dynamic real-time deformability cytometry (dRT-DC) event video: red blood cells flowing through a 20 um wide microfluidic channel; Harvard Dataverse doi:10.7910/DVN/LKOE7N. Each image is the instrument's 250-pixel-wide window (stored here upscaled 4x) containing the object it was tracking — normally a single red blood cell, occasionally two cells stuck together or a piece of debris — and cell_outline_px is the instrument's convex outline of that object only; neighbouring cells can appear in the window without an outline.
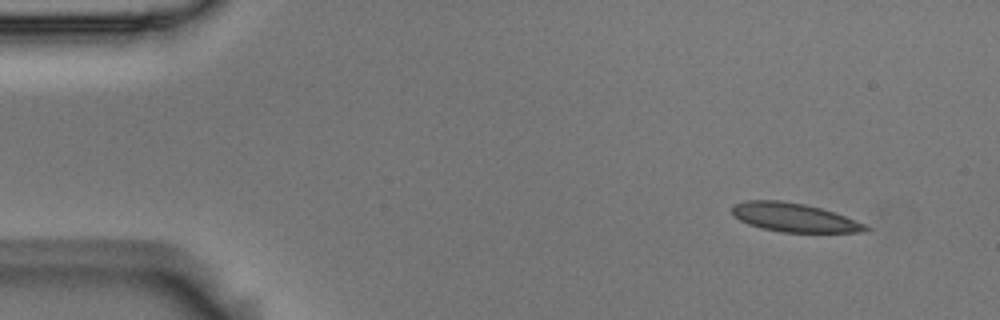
{"species": "Egyptian fruit bat (a non-hibernating species)", "species_latin": "Rousettus aegyptiacus", "temperature_condition": "room temperature", "stored_images_in_passage": 4, "camera_frame_rate_fps": 3000, "um_per_image_px": 0.085, "animal": {"sex": "male"}, "frame": {"image": 1, "passage_image": 1, "time_ms": 0.0, "image_size_px": [1000, 320], "cell_outline_px": [[872, 228], [868, 232], [780, 232], [760, 228], [748, 224], [732, 216], [732, 204], [748, 200], [780, 200], [804, 204], [820, 208], [844, 216], [864, 224]], "centroid_in_image_um": [67.45, 18.49], "position_along_channel_um": 17.5, "area_um2": 22.37}}
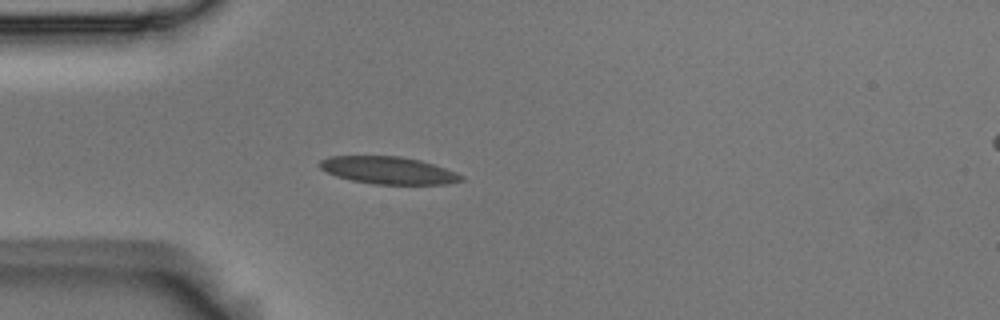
{"frame": {"image": 2, "passage_image": 4, "time_ms": 1.0, "image_size_px": [1000, 320], "cell_outline_px": [[464, 180], [448, 184], [372, 184], [352, 180], [336, 176], [320, 168], [320, 160], [328, 156], [400, 156], [420, 160], [456, 172], [464, 176]], "centroid_in_image_um": [33.02, 14.48], "position_along_channel_um": 52.0, "area_um2": 22.48}}